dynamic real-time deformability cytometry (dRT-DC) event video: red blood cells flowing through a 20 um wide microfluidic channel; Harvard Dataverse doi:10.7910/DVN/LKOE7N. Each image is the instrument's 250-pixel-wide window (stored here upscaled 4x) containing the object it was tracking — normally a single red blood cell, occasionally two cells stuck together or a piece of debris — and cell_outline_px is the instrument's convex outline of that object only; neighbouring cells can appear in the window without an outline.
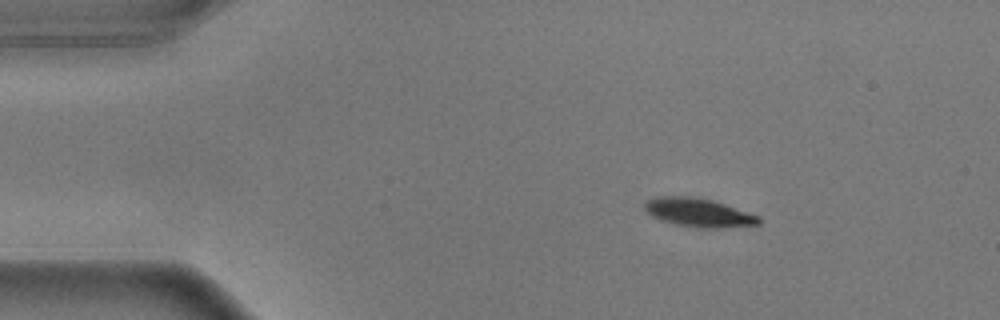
{"species": "common noctule bat (a hibernating species)", "species_latin": "Nyctalus noctula", "temperature_condition": "warm", "stored_images_in_passage": 48, "camera_frame_rate_fps": 3000, "um_per_image_px": 0.085, "animal": {"sex": "male", "body_mass_g": 17.9}, "frame": {"image": 1, "passage_image": 1, "time_ms": 0.0, "image_size_px": [1000, 320], "cell_outline_px": [[760, 224], [724, 228], [696, 228], [676, 224], [660, 220], [652, 216], [644, 208], [644, 204], [648, 200], [656, 196], [688, 196], [712, 200], [760, 216]], "centroid_in_image_um": [59.38, 18.08], "position_along_channel_um": 25.6, "area_um2": 19.02}}
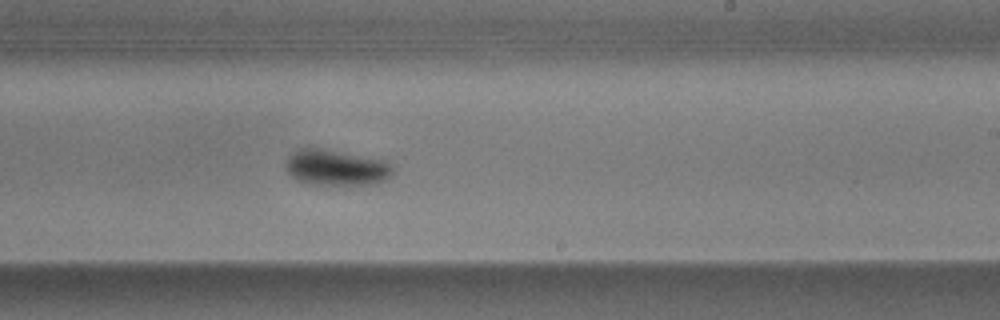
{"frame": {"image": 2, "passage_image": 26, "time_ms": 8.333, "image_size_px": [1000, 320], "cell_outline_px": [[392, 176], [384, 180], [372, 184], [308, 184], [296, 180], [288, 172], [288, 156], [292, 152], [300, 148], [324, 148], [384, 160], [392, 164]], "centroid_in_image_um": [28.59, 14.23], "position_along_channel_um": 260.4, "area_um2": 22.2}}
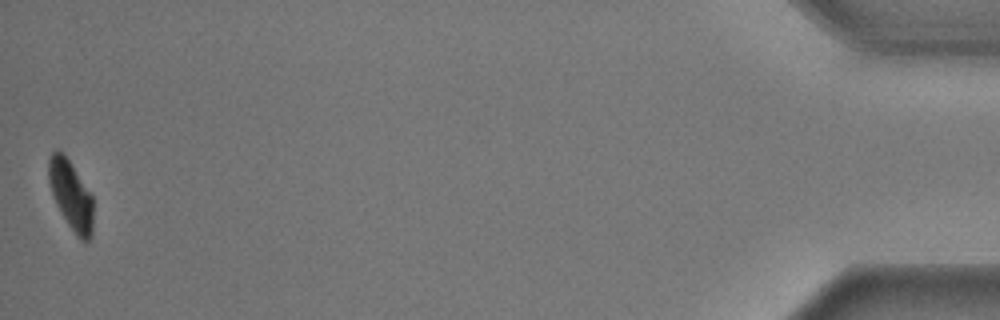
{"frame": {"image": 3, "passage_image": 48, "time_ms": 15.667, "image_size_px": [1000, 320], "cell_outline_px": [[92, 236], [84, 244], [76, 236], [68, 224], [56, 204], [52, 196], [48, 176], [48, 160], [52, 152], [60, 152], [68, 160], [92, 196]], "centroid_in_image_um": [6.02, 16.66], "position_along_channel_um": 429.2, "area_um2": 17.57}, "authors_computed_cell_mechanics": {"area_um2": 21.3282, "velocity_mm_per_s": 3.592, "shape_relaxation_time_tau1_ms": 1.92, "shape_relaxation_time_tau2_ms": null, "deformation_change_tau1": 0.1607, "deformation_change_tau2": null}}